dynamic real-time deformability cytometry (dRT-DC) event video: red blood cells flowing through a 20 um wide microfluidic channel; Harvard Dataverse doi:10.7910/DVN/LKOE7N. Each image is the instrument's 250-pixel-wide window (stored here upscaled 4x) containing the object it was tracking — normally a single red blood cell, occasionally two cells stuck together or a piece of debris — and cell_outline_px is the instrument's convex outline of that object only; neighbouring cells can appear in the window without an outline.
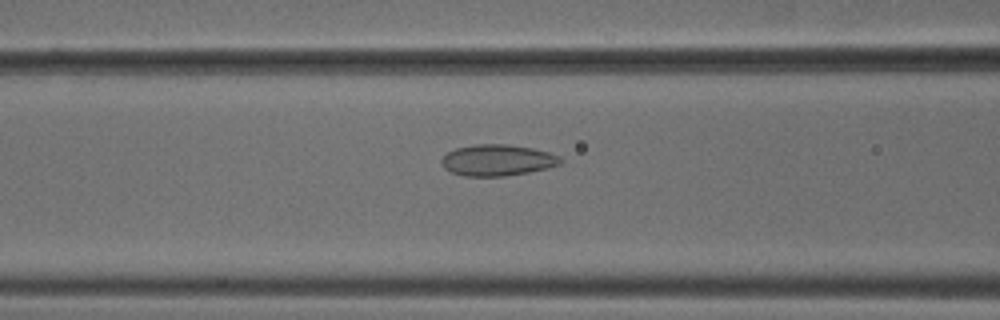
{"species": "common noctule bat (a hibernating species)", "species_latin": "Nyctalus noctula", "temperature_condition": "cold", "stored_images_in_passage": 53, "camera_frame_rate_fps": 3000, "um_per_image_px": 0.085, "animal": {"sex": "male", "body_mass_g": 18.8}, "frame": {"image": 1, "passage_image": 22, "time_ms": 7.0, "image_size_px": [1000, 320], "cell_outline_px": [[564, 160], [560, 164], [548, 168], [528, 172], [504, 176], [464, 176], [452, 172], [444, 168], [440, 160], [448, 152], [456, 148], [476, 144], [508, 144], [532, 148], [548, 152], [560, 156]], "centroid_in_image_um": [42.3, 13.61], "position_along_channel_um": 124.3, "area_um2": 21.68}}
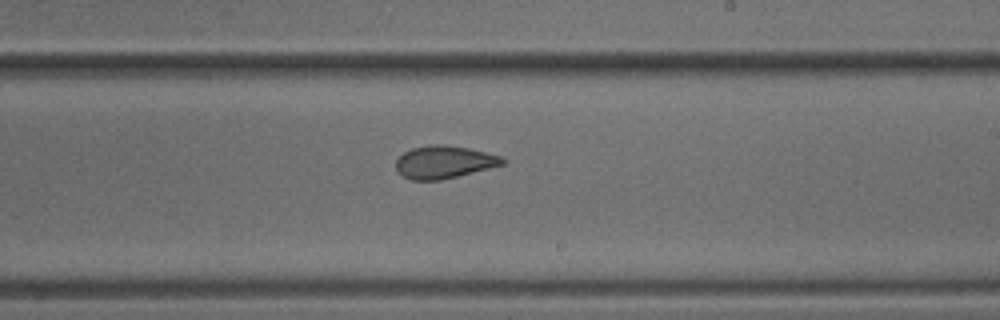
{"frame": {"image": 2, "passage_image": 32, "time_ms": 10.333, "image_size_px": [1000, 320], "cell_outline_px": [[504, 164], [440, 180], [412, 180], [400, 176], [396, 168], [396, 160], [404, 152], [412, 148], [432, 144], [444, 144], [468, 148], [500, 156], [504, 160]], "centroid_in_image_um": [37.68, 13.77], "position_along_channel_um": 251.3, "area_um2": 20.06}}
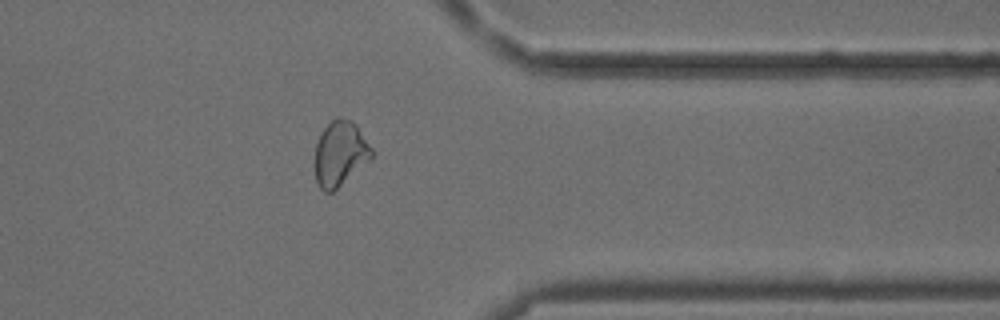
{"frame": {"image": 3, "passage_image": 43, "time_ms": 14.0, "image_size_px": [1000, 320], "cell_outline_px": [[376, 152], [372, 156], [332, 192], [324, 192], [320, 188], [316, 180], [316, 144], [320, 132], [336, 116], [340, 116], [352, 120], [356, 124]], "centroid_in_image_um": [28.92, 12.99], "position_along_channel_um": 382.5, "area_um2": 21.27}, "authors_computed_cell_mechanics": {"area_um2": 22.3686, "velocity_mm_per_s": 3.8074, "shape_relaxation_time_tau1_ms": null, "shape_relaxation_time_tau2_ms": 2.0104, "deformation_change_tau1": null, "deformation_change_tau2": 0.0673}}